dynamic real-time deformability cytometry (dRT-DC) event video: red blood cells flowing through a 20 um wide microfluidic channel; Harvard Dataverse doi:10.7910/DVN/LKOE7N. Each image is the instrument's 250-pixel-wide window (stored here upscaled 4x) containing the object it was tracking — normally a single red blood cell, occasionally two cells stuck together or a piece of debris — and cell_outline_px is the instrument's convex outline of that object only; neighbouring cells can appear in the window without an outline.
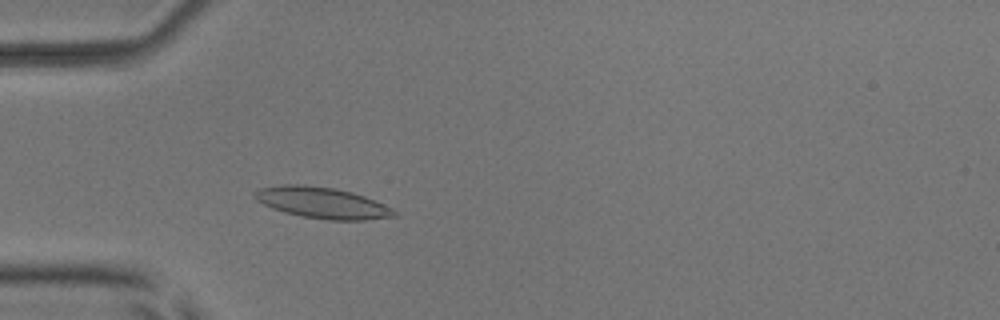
{"species": "common noctule bat (a hibernating species)", "species_latin": "Nyctalus noctula", "temperature_condition": "room temperature", "stored_images_in_passage": 50, "camera_frame_rate_fps": 3000, "um_per_image_px": 0.085, "animal": {"sex": "male", "body_mass_g": 17.9, "forearm_length_mm": 54.2}, "frame": {"image": 1, "passage_image": 13, "time_ms": 4.0, "image_size_px": [1000, 320], "cell_outline_px": [[396, 216], [364, 220], [328, 220], [304, 216], [284, 212], [272, 208], [256, 200], [252, 196], [252, 192], [260, 188], [280, 184], [304, 184], [332, 188], [352, 192], [364, 196], [384, 204], [392, 208], [396, 212]], "centroid_in_image_um": [27.35, 17.22], "position_along_channel_um": 57.7, "area_um2": 25.32}}
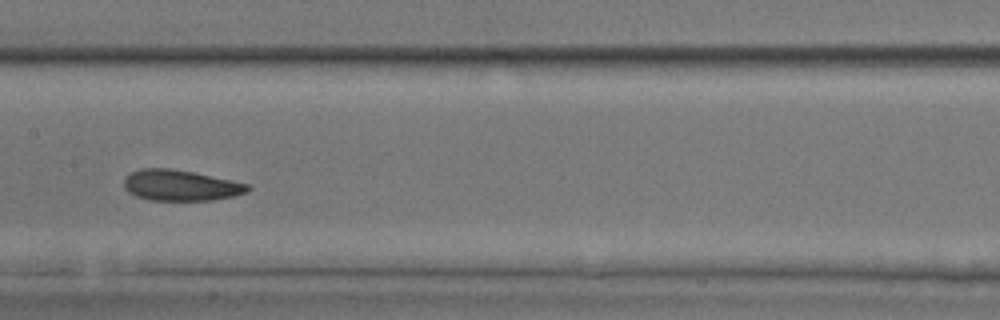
{"frame": {"image": 2, "passage_image": 24, "time_ms": 7.667, "image_size_px": [1000, 320], "cell_outline_px": [[252, 188], [248, 192], [236, 196], [212, 200], [148, 200], [136, 196], [128, 192], [124, 188], [124, 180], [132, 172], [140, 168], [168, 168], [192, 172], [248, 184]], "centroid_in_image_um": [15.35, 15.77], "position_along_channel_um": 192.0, "area_um2": 22.14}}
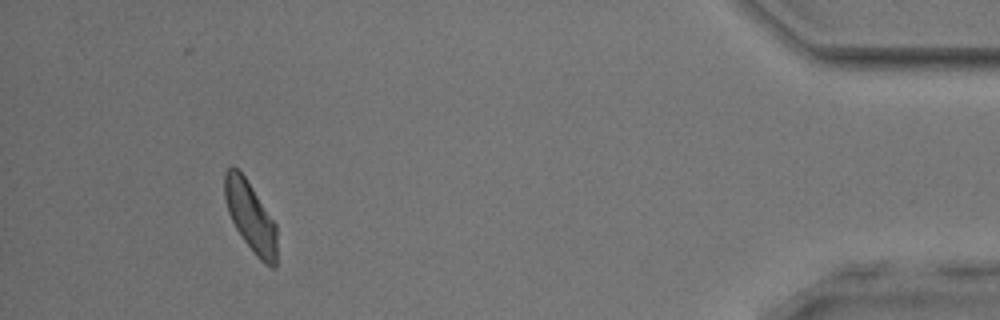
{"frame": {"image": 3, "passage_image": 46, "time_ms": 15.0, "image_size_px": [1000, 320], "cell_outline_px": [[276, 268], [272, 268], [264, 264], [256, 256], [244, 240], [236, 228], [228, 212], [224, 196], [224, 172], [232, 164], [244, 176], [276, 224]], "centroid_in_image_um": [21.28, 18.42], "position_along_channel_um": 413.9, "area_um2": 21.1}, "authors_computed_cell_mechanics": {"area_um2": 22.2241, "velocity_mm_per_s": 3.8658, "shape_relaxation_time_tau1_ms": 6.8358, "shape_relaxation_time_tau2_ms": 4.1581, "deformation_change_tau1": 0.1422, "deformation_change_tau2": 0.1089}}